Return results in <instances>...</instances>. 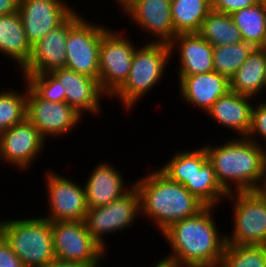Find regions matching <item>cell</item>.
Masks as SVG:
<instances>
[{"instance_id": "6da1fadb", "label": "cell", "mask_w": 266, "mask_h": 267, "mask_svg": "<svg viewBox=\"0 0 266 267\" xmlns=\"http://www.w3.org/2000/svg\"><path fill=\"white\" fill-rule=\"evenodd\" d=\"M217 179L228 192L261 190L266 180V148L241 137L219 146H204ZM232 182L233 186L229 184ZM262 183V184H261Z\"/></svg>"}, {"instance_id": "7a4b0ae2", "label": "cell", "mask_w": 266, "mask_h": 267, "mask_svg": "<svg viewBox=\"0 0 266 267\" xmlns=\"http://www.w3.org/2000/svg\"><path fill=\"white\" fill-rule=\"evenodd\" d=\"M213 208L206 206L197 215L175 222L161 233L172 248L168 258L177 264L219 266L226 247V236L219 235L212 216Z\"/></svg>"}, {"instance_id": "3957f363", "label": "cell", "mask_w": 266, "mask_h": 267, "mask_svg": "<svg viewBox=\"0 0 266 267\" xmlns=\"http://www.w3.org/2000/svg\"><path fill=\"white\" fill-rule=\"evenodd\" d=\"M132 184L140 194V215L151 218L161 233L173 223L193 217L206 207L185 186L172 181L160 169Z\"/></svg>"}, {"instance_id": "277c9868", "label": "cell", "mask_w": 266, "mask_h": 267, "mask_svg": "<svg viewBox=\"0 0 266 267\" xmlns=\"http://www.w3.org/2000/svg\"><path fill=\"white\" fill-rule=\"evenodd\" d=\"M0 235L25 267H43L56 259L51 221L44 216L1 220Z\"/></svg>"}, {"instance_id": "5b68a950", "label": "cell", "mask_w": 266, "mask_h": 267, "mask_svg": "<svg viewBox=\"0 0 266 267\" xmlns=\"http://www.w3.org/2000/svg\"><path fill=\"white\" fill-rule=\"evenodd\" d=\"M171 57L166 43L150 42L136 48L126 81L111 97L116 96L126 109L131 110L137 100L157 85Z\"/></svg>"}, {"instance_id": "8992f818", "label": "cell", "mask_w": 266, "mask_h": 267, "mask_svg": "<svg viewBox=\"0 0 266 267\" xmlns=\"http://www.w3.org/2000/svg\"><path fill=\"white\" fill-rule=\"evenodd\" d=\"M108 30L104 25H93L74 11L68 17L65 68L98 81L100 42Z\"/></svg>"}, {"instance_id": "52a82bcc", "label": "cell", "mask_w": 266, "mask_h": 267, "mask_svg": "<svg viewBox=\"0 0 266 267\" xmlns=\"http://www.w3.org/2000/svg\"><path fill=\"white\" fill-rule=\"evenodd\" d=\"M233 200V233L226 244L266 245V195L262 190L231 192Z\"/></svg>"}, {"instance_id": "ba28073f", "label": "cell", "mask_w": 266, "mask_h": 267, "mask_svg": "<svg viewBox=\"0 0 266 267\" xmlns=\"http://www.w3.org/2000/svg\"><path fill=\"white\" fill-rule=\"evenodd\" d=\"M139 214L140 194L133 184L127 193L111 203L89 208L83 221L93 239L106 251L103 235L128 229Z\"/></svg>"}, {"instance_id": "9c48e42d", "label": "cell", "mask_w": 266, "mask_h": 267, "mask_svg": "<svg viewBox=\"0 0 266 267\" xmlns=\"http://www.w3.org/2000/svg\"><path fill=\"white\" fill-rule=\"evenodd\" d=\"M135 44L118 31L109 29L100 42L98 82L109 98L124 84L130 73Z\"/></svg>"}, {"instance_id": "30bf717a", "label": "cell", "mask_w": 266, "mask_h": 267, "mask_svg": "<svg viewBox=\"0 0 266 267\" xmlns=\"http://www.w3.org/2000/svg\"><path fill=\"white\" fill-rule=\"evenodd\" d=\"M56 259L99 267L105 250L93 239L84 221L51 222Z\"/></svg>"}, {"instance_id": "8fae6325", "label": "cell", "mask_w": 266, "mask_h": 267, "mask_svg": "<svg viewBox=\"0 0 266 267\" xmlns=\"http://www.w3.org/2000/svg\"><path fill=\"white\" fill-rule=\"evenodd\" d=\"M26 118L37 127L39 133L55 137L69 134L81 121V115L67 102L53 103L40 98L26 83Z\"/></svg>"}, {"instance_id": "7c38bea8", "label": "cell", "mask_w": 266, "mask_h": 267, "mask_svg": "<svg viewBox=\"0 0 266 267\" xmlns=\"http://www.w3.org/2000/svg\"><path fill=\"white\" fill-rule=\"evenodd\" d=\"M46 176L50 213L44 218L51 222L83 221L89 209L84 186L50 170Z\"/></svg>"}, {"instance_id": "4fadbf2b", "label": "cell", "mask_w": 266, "mask_h": 267, "mask_svg": "<svg viewBox=\"0 0 266 267\" xmlns=\"http://www.w3.org/2000/svg\"><path fill=\"white\" fill-rule=\"evenodd\" d=\"M46 139L27 118L0 133V161L22 170L40 156ZM39 154V155H38Z\"/></svg>"}, {"instance_id": "5bb4252c", "label": "cell", "mask_w": 266, "mask_h": 267, "mask_svg": "<svg viewBox=\"0 0 266 267\" xmlns=\"http://www.w3.org/2000/svg\"><path fill=\"white\" fill-rule=\"evenodd\" d=\"M74 11L65 0H20L18 9L31 45L60 26Z\"/></svg>"}, {"instance_id": "9a60e30c", "label": "cell", "mask_w": 266, "mask_h": 267, "mask_svg": "<svg viewBox=\"0 0 266 267\" xmlns=\"http://www.w3.org/2000/svg\"><path fill=\"white\" fill-rule=\"evenodd\" d=\"M124 12L143 31L152 32L151 35L156 37L153 42L169 44L177 35L172 21L171 0H134Z\"/></svg>"}, {"instance_id": "2e32d148", "label": "cell", "mask_w": 266, "mask_h": 267, "mask_svg": "<svg viewBox=\"0 0 266 267\" xmlns=\"http://www.w3.org/2000/svg\"><path fill=\"white\" fill-rule=\"evenodd\" d=\"M67 36L68 18L32 45L31 58L22 69V74H45L65 68Z\"/></svg>"}, {"instance_id": "e0dca14e", "label": "cell", "mask_w": 266, "mask_h": 267, "mask_svg": "<svg viewBox=\"0 0 266 267\" xmlns=\"http://www.w3.org/2000/svg\"><path fill=\"white\" fill-rule=\"evenodd\" d=\"M178 45V46H177ZM171 55L178 49V76H191L214 71L213 46L199 33H178L169 43Z\"/></svg>"}, {"instance_id": "ac0fdd59", "label": "cell", "mask_w": 266, "mask_h": 267, "mask_svg": "<svg viewBox=\"0 0 266 267\" xmlns=\"http://www.w3.org/2000/svg\"><path fill=\"white\" fill-rule=\"evenodd\" d=\"M52 74L65 87L66 102L82 117L85 111L94 115L101 111L99 99L105 94L96 79L68 68L55 70Z\"/></svg>"}, {"instance_id": "d6986e66", "label": "cell", "mask_w": 266, "mask_h": 267, "mask_svg": "<svg viewBox=\"0 0 266 267\" xmlns=\"http://www.w3.org/2000/svg\"><path fill=\"white\" fill-rule=\"evenodd\" d=\"M178 78L182 99L205 113L220 96L230 91L229 79L215 71Z\"/></svg>"}, {"instance_id": "ffe728a7", "label": "cell", "mask_w": 266, "mask_h": 267, "mask_svg": "<svg viewBox=\"0 0 266 267\" xmlns=\"http://www.w3.org/2000/svg\"><path fill=\"white\" fill-rule=\"evenodd\" d=\"M88 178L84 188L89 208L107 205L123 196L133 186L125 187L120 171L108 162L96 165Z\"/></svg>"}, {"instance_id": "44dd1931", "label": "cell", "mask_w": 266, "mask_h": 267, "mask_svg": "<svg viewBox=\"0 0 266 267\" xmlns=\"http://www.w3.org/2000/svg\"><path fill=\"white\" fill-rule=\"evenodd\" d=\"M251 99L254 98L230 90L220 96L206 114L222 126H226L225 128L235 130L239 137H246L251 126L254 106L250 103L253 102Z\"/></svg>"}, {"instance_id": "7402d4cb", "label": "cell", "mask_w": 266, "mask_h": 267, "mask_svg": "<svg viewBox=\"0 0 266 267\" xmlns=\"http://www.w3.org/2000/svg\"><path fill=\"white\" fill-rule=\"evenodd\" d=\"M0 53L19 64L20 70L31 58L32 45L27 40L18 11L0 16Z\"/></svg>"}, {"instance_id": "603a6c76", "label": "cell", "mask_w": 266, "mask_h": 267, "mask_svg": "<svg viewBox=\"0 0 266 267\" xmlns=\"http://www.w3.org/2000/svg\"><path fill=\"white\" fill-rule=\"evenodd\" d=\"M229 82L231 91L257 98L258 93L266 88L265 49L254 48Z\"/></svg>"}, {"instance_id": "cb8c5ba5", "label": "cell", "mask_w": 266, "mask_h": 267, "mask_svg": "<svg viewBox=\"0 0 266 267\" xmlns=\"http://www.w3.org/2000/svg\"><path fill=\"white\" fill-rule=\"evenodd\" d=\"M212 10L211 0H171V15L175 32L198 33L203 20Z\"/></svg>"}, {"instance_id": "d4e9b609", "label": "cell", "mask_w": 266, "mask_h": 267, "mask_svg": "<svg viewBox=\"0 0 266 267\" xmlns=\"http://www.w3.org/2000/svg\"><path fill=\"white\" fill-rule=\"evenodd\" d=\"M242 40L254 48H263L266 41V7L261 3L231 14Z\"/></svg>"}, {"instance_id": "484cf974", "label": "cell", "mask_w": 266, "mask_h": 267, "mask_svg": "<svg viewBox=\"0 0 266 267\" xmlns=\"http://www.w3.org/2000/svg\"><path fill=\"white\" fill-rule=\"evenodd\" d=\"M198 33L213 47L243 42L240 30L234 24L231 15L213 10L203 20Z\"/></svg>"}, {"instance_id": "4316f807", "label": "cell", "mask_w": 266, "mask_h": 267, "mask_svg": "<svg viewBox=\"0 0 266 267\" xmlns=\"http://www.w3.org/2000/svg\"><path fill=\"white\" fill-rule=\"evenodd\" d=\"M184 186L206 206L217 207L216 205L229 195L219 183L213 165L208 159L196 169L192 184Z\"/></svg>"}, {"instance_id": "83f0119b", "label": "cell", "mask_w": 266, "mask_h": 267, "mask_svg": "<svg viewBox=\"0 0 266 267\" xmlns=\"http://www.w3.org/2000/svg\"><path fill=\"white\" fill-rule=\"evenodd\" d=\"M207 159L208 155L205 148L200 147L198 150L176 153L167 164L159 169L172 181L184 186L185 184H192L196 169Z\"/></svg>"}, {"instance_id": "f1b7e54d", "label": "cell", "mask_w": 266, "mask_h": 267, "mask_svg": "<svg viewBox=\"0 0 266 267\" xmlns=\"http://www.w3.org/2000/svg\"><path fill=\"white\" fill-rule=\"evenodd\" d=\"M254 47L246 42L213 47L214 71L230 79Z\"/></svg>"}, {"instance_id": "f546056e", "label": "cell", "mask_w": 266, "mask_h": 267, "mask_svg": "<svg viewBox=\"0 0 266 267\" xmlns=\"http://www.w3.org/2000/svg\"><path fill=\"white\" fill-rule=\"evenodd\" d=\"M219 267H266V245L226 244Z\"/></svg>"}, {"instance_id": "4dcf8cb0", "label": "cell", "mask_w": 266, "mask_h": 267, "mask_svg": "<svg viewBox=\"0 0 266 267\" xmlns=\"http://www.w3.org/2000/svg\"><path fill=\"white\" fill-rule=\"evenodd\" d=\"M23 93L15 90L0 91V133L26 118L27 88Z\"/></svg>"}, {"instance_id": "1f68e13d", "label": "cell", "mask_w": 266, "mask_h": 267, "mask_svg": "<svg viewBox=\"0 0 266 267\" xmlns=\"http://www.w3.org/2000/svg\"><path fill=\"white\" fill-rule=\"evenodd\" d=\"M23 78L40 98L53 103L66 102L65 87L52 73L23 75Z\"/></svg>"}, {"instance_id": "d6a6232c", "label": "cell", "mask_w": 266, "mask_h": 267, "mask_svg": "<svg viewBox=\"0 0 266 267\" xmlns=\"http://www.w3.org/2000/svg\"><path fill=\"white\" fill-rule=\"evenodd\" d=\"M254 106L252 110L251 126L246 138L257 143V139L255 137H258L260 134L259 136H261V138H263L266 142V101L264 102V100H262Z\"/></svg>"}, {"instance_id": "836d02e7", "label": "cell", "mask_w": 266, "mask_h": 267, "mask_svg": "<svg viewBox=\"0 0 266 267\" xmlns=\"http://www.w3.org/2000/svg\"><path fill=\"white\" fill-rule=\"evenodd\" d=\"M212 10L231 15L233 12L250 7L258 3V0H211Z\"/></svg>"}, {"instance_id": "e575fe53", "label": "cell", "mask_w": 266, "mask_h": 267, "mask_svg": "<svg viewBox=\"0 0 266 267\" xmlns=\"http://www.w3.org/2000/svg\"><path fill=\"white\" fill-rule=\"evenodd\" d=\"M0 267H25L10 245L0 235Z\"/></svg>"}, {"instance_id": "d590c367", "label": "cell", "mask_w": 266, "mask_h": 267, "mask_svg": "<svg viewBox=\"0 0 266 267\" xmlns=\"http://www.w3.org/2000/svg\"><path fill=\"white\" fill-rule=\"evenodd\" d=\"M20 0H0V16L16 13Z\"/></svg>"}, {"instance_id": "8d00e7d4", "label": "cell", "mask_w": 266, "mask_h": 267, "mask_svg": "<svg viewBox=\"0 0 266 267\" xmlns=\"http://www.w3.org/2000/svg\"><path fill=\"white\" fill-rule=\"evenodd\" d=\"M43 267H90V266H88L84 263H80V262L55 259Z\"/></svg>"}, {"instance_id": "74e56055", "label": "cell", "mask_w": 266, "mask_h": 267, "mask_svg": "<svg viewBox=\"0 0 266 267\" xmlns=\"http://www.w3.org/2000/svg\"><path fill=\"white\" fill-rule=\"evenodd\" d=\"M153 267H177V263L168 257L162 258L160 261L158 260L157 264Z\"/></svg>"}, {"instance_id": "f35d334b", "label": "cell", "mask_w": 266, "mask_h": 267, "mask_svg": "<svg viewBox=\"0 0 266 267\" xmlns=\"http://www.w3.org/2000/svg\"><path fill=\"white\" fill-rule=\"evenodd\" d=\"M134 0H116L115 2L119 4V8H122V10H125L126 7H128Z\"/></svg>"}, {"instance_id": "ab89813d", "label": "cell", "mask_w": 266, "mask_h": 267, "mask_svg": "<svg viewBox=\"0 0 266 267\" xmlns=\"http://www.w3.org/2000/svg\"><path fill=\"white\" fill-rule=\"evenodd\" d=\"M177 267H219L216 265H200V264H177Z\"/></svg>"}, {"instance_id": "60d3db41", "label": "cell", "mask_w": 266, "mask_h": 267, "mask_svg": "<svg viewBox=\"0 0 266 267\" xmlns=\"http://www.w3.org/2000/svg\"><path fill=\"white\" fill-rule=\"evenodd\" d=\"M261 190H262V191L264 192V194L266 195V180H265L264 185H263V187H262Z\"/></svg>"}, {"instance_id": "b9f144b4", "label": "cell", "mask_w": 266, "mask_h": 267, "mask_svg": "<svg viewBox=\"0 0 266 267\" xmlns=\"http://www.w3.org/2000/svg\"><path fill=\"white\" fill-rule=\"evenodd\" d=\"M258 3H261L266 7V0H258Z\"/></svg>"}, {"instance_id": "7bdbcfd3", "label": "cell", "mask_w": 266, "mask_h": 267, "mask_svg": "<svg viewBox=\"0 0 266 267\" xmlns=\"http://www.w3.org/2000/svg\"><path fill=\"white\" fill-rule=\"evenodd\" d=\"M263 49H265V50H266V41H265V44L263 45Z\"/></svg>"}]
</instances>
